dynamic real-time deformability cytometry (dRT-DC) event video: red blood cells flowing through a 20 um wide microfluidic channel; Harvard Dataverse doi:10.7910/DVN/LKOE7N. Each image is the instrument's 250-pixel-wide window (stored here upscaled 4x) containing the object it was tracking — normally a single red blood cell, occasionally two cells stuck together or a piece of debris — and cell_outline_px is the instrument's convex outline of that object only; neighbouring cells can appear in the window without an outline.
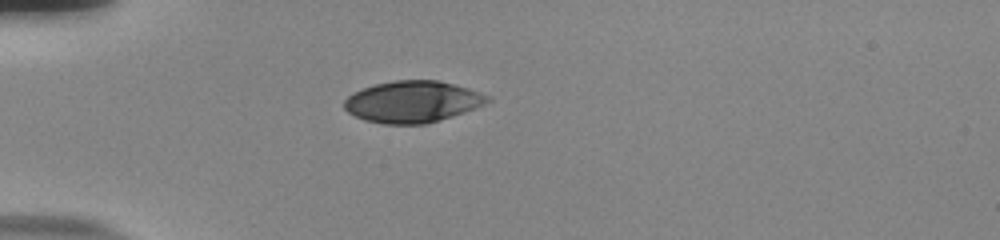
{"species": "human", "species_latin": "Homo sapiens", "temperature_condition": "room temperature", "stored_images_in_passage": 37, "camera_frame_rate_fps": 3000, "um_per_image_px": 0.085, "donor": {"sex": "male"}, "frame": {"image": 1, "passage_image": 1, "time_ms": 0.0, "image_size_px": [1000, 240], "cell_outline_px": [[492, 100], [476, 108], [452, 116], [424, 124], [384, 124], [364, 120], [348, 112], [344, 108], [344, 100], [348, 96], [364, 88], [376, 84], [396, 80], [436, 80], [468, 88], [488, 96]], "centroid_in_image_um": [35.06, 8.65], "position_along_channel_um": 49.9, "area_um2": 34.33}}
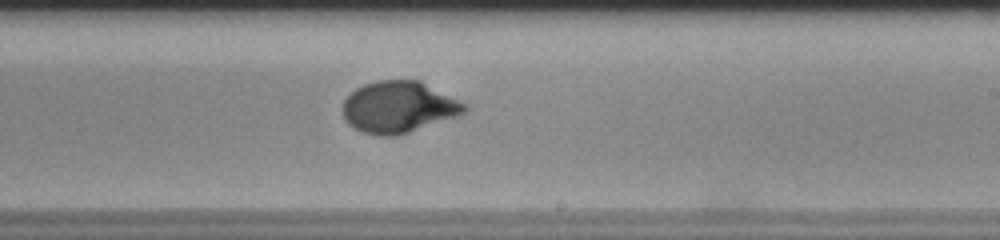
{"frame": {"image": 2, "passage_image": 19, "time_ms": 6.0, "image_size_px": [1000, 240], "cell_outline_px": [[468, 108], [464, 112], [456, 116], [400, 136], [380, 136], [364, 132], [348, 124], [344, 116], [344, 100], [356, 88], [364, 84], [376, 80], [420, 80], [464, 104]], "centroid_in_image_um": [33.86, 9.11], "position_along_channel_um": 255.1, "area_um2": 36.18}}
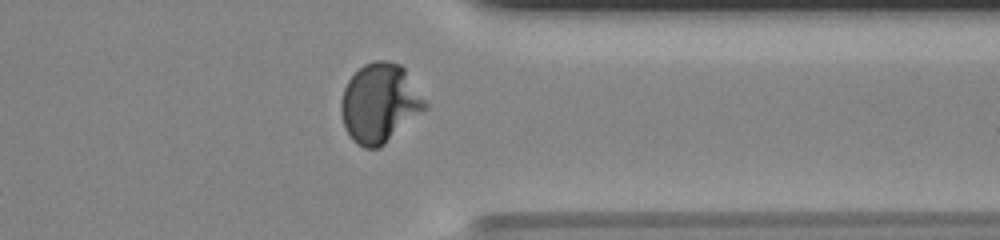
{"frame": {"image": 3, "passage_image": 29, "time_ms": 9.333, "image_size_px": [1000, 240], "cell_outline_px": [[428, 108], [380, 148], [364, 148], [356, 144], [352, 140], [344, 128], [340, 112], [340, 104], [344, 88], [348, 80], [364, 64], [372, 60], [388, 60], [400, 64], [404, 68], [428, 104]], "centroid_in_image_um": [32.27, 8.78], "position_along_channel_um": 379.1, "area_um2": 39.02}, "authors_computed_cell_mechanics": {"area_um2": 35.8938, "velocity_mm_per_s": 3.787, "shape_relaxation_time_tau1_ms": 4.3264, "shape_relaxation_time_tau2_ms": null, "deformation_change_tau1": 0.2116, "deformation_change_tau2": null}}